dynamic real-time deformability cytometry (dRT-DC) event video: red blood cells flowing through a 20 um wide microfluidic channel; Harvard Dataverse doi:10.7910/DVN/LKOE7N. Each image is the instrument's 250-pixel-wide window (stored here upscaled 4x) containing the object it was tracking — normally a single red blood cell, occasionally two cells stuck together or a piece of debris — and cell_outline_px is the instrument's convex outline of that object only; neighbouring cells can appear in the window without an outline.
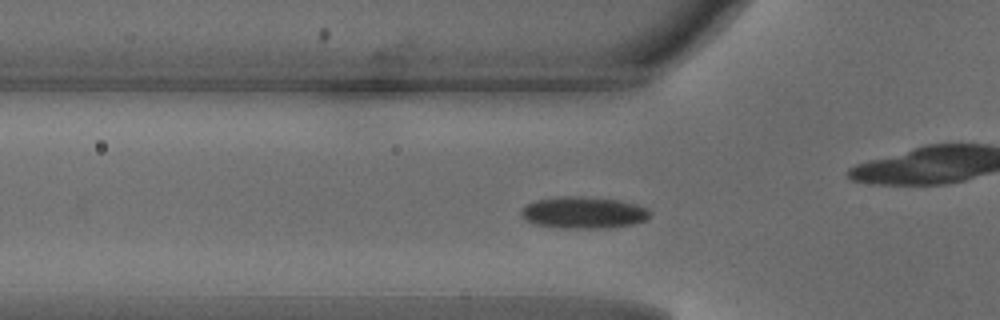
{"species": "common noctule bat (a hibernating species)", "species_latin": "Nyctalus noctula", "temperature_condition": "warm", "stored_images_in_passage": 34, "camera_frame_rate_fps": 3000, "um_per_image_px": 0.085, "animal": {"sex": "male", "body_mass_g": 18.8}, "frame": {"image": 1, "passage_image": 11, "time_ms": 3.333, "image_size_px": [1000, 320], "cell_outline_px": [[652, 212], [644, 220], [632, 224], [604, 228], [560, 228], [536, 224], [524, 220], [520, 216], [520, 212], [528, 204], [536, 200], [560, 196], [580, 196], [620, 200], [636, 204], [648, 208]], "centroid_in_image_um": [49.59, 18.06], "position_along_channel_um": 76.2, "area_um2": 23.81}}
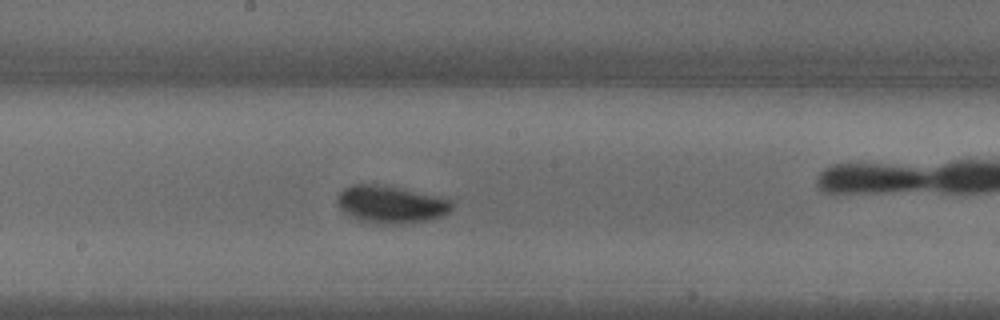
{"frame": {"image": 2, "passage_image": 21, "time_ms": 6.667, "image_size_px": [1000, 320], "cell_outline_px": [[452, 208], [444, 216], [428, 220], [396, 224], [384, 224], [360, 220], [344, 212], [340, 208], [336, 200], [336, 196], [344, 188], [352, 184], [376, 184], [400, 188], [440, 196], [452, 200]], "centroid_in_image_um": [33.23, 17.36], "position_along_channel_um": 215.0, "area_um2": 24.97}}
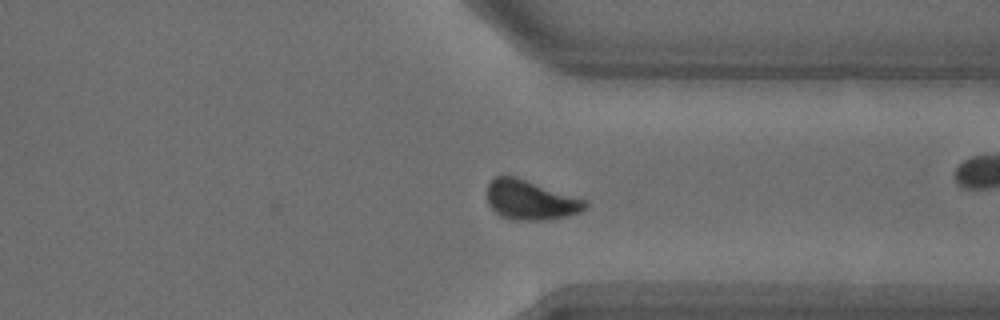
{"frame": {"image": 3, "passage_image": 32, "time_ms": 10.333, "image_size_px": [1000, 320], "cell_outline_px": [[588, 208], [580, 212], [568, 216], [544, 220], [520, 220], [500, 216], [488, 204], [488, 184], [496, 176], [516, 176], [584, 200], [588, 204]], "centroid_in_image_um": [45.09, 17.01], "position_along_channel_um": 366.3, "area_um2": 22.31}, "authors_computed_cell_mechanics": {"area_um2": 23.0622, "velocity_mm_per_s": 4.1371, "shape_relaxation_time_tau1_ms": 2.1863, "shape_relaxation_time_tau2_ms": 1.7717, "deformation_change_tau1": 0.1065, "deformation_change_tau2": 0.0537}}